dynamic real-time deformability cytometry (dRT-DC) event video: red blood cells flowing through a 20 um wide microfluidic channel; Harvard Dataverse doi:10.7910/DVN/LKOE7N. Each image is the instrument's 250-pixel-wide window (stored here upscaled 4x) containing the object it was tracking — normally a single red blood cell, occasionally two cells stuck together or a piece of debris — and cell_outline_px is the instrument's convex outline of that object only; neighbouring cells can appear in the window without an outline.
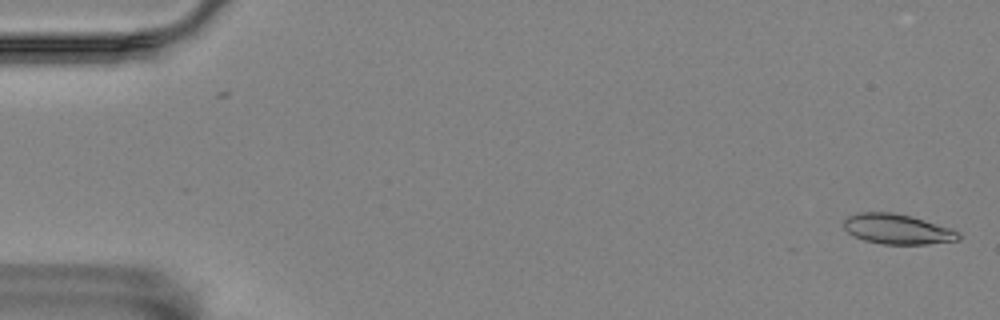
{"species": "Egyptian fruit bat (a non-hibernating species)", "species_latin": "Rousettus aegyptiacus", "temperature_condition": "room temperature", "stored_images_in_passage": 57, "camera_frame_rate_fps": 3000, "um_per_image_px": 0.085, "animal": {"sex": "female"}, "frame": {"image": 1, "passage_image": 1, "time_ms": 0.0, "image_size_px": [1000, 320], "cell_outline_px": [[960, 240], [928, 244], [884, 244], [864, 240], [852, 236], [844, 228], [844, 220], [848, 216], [856, 212], [892, 212], [912, 216], [952, 228], [960, 232]], "centroid_in_image_um": [76.29, 19.47], "position_along_channel_um": 8.7, "area_um2": 20.35}}
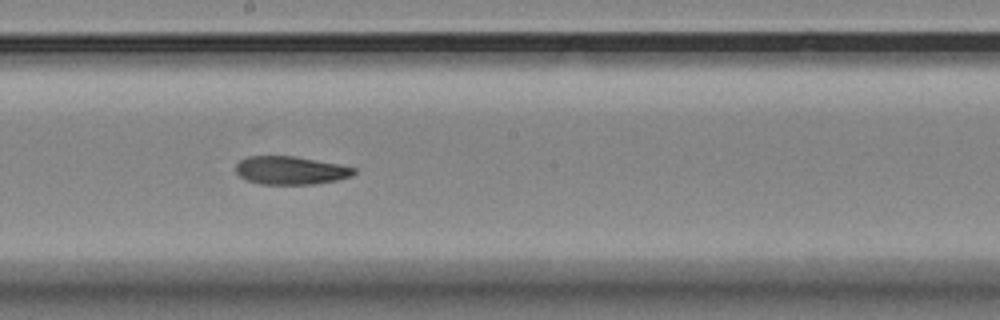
{"frame": {"image": 2, "passage_image": 31, "time_ms": 10.0, "image_size_px": [1000, 320], "cell_outline_px": [[356, 172], [352, 176], [336, 180], [312, 184], [260, 184], [244, 180], [236, 172], [236, 164], [240, 160], [248, 156], [296, 156], [340, 164], [356, 168]], "centroid_in_image_um": [24.7, 14.48], "position_along_channel_um": 223.5, "area_um2": 19.54}}
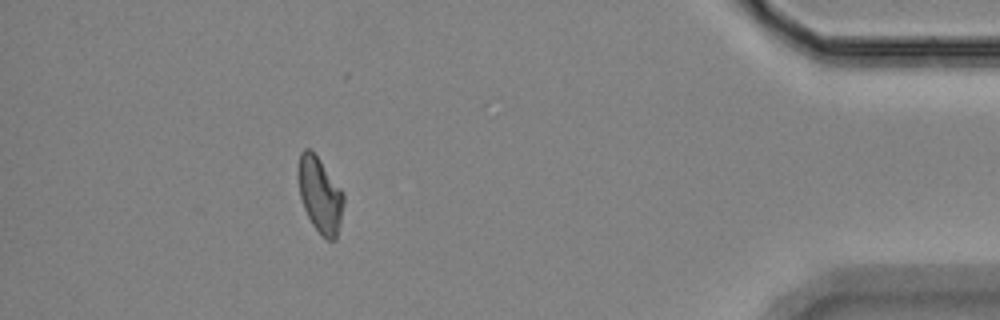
{"frame": {"image": 3, "passage_image": 51, "time_ms": 16.667, "image_size_px": [1000, 320], "cell_outline_px": [[344, 204], [340, 224], [336, 240], [324, 240], [320, 236], [312, 224], [304, 208], [300, 196], [296, 180], [296, 172], [300, 152], [304, 148], [312, 148], [344, 192]], "centroid_in_image_um": [27.18, 16.54], "position_along_channel_um": 408.0, "area_um2": 20.75}, "authors_computed_cell_mechanics": {"area_um2": 20.23, "velocity_mm_per_s": 3.503, "shape_relaxation_time_tau1_ms": null, "shape_relaxation_time_tau2_ms": 8.038, "deformation_change_tau1": null, "deformation_change_tau2": 0.1653}}